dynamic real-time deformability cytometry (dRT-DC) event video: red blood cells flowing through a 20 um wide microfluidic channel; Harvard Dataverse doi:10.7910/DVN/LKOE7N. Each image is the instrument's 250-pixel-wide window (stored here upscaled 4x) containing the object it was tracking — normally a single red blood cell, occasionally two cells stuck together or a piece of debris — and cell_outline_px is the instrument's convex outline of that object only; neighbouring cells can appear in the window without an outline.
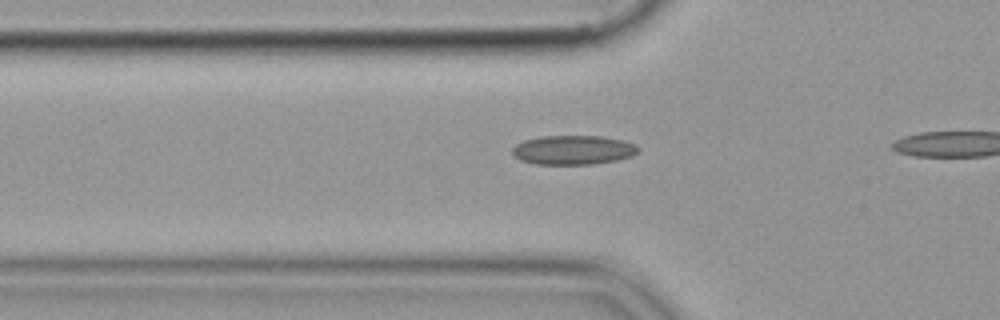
{"species": "common noctule bat (a hibernating species)", "species_latin": "Nyctalus noctula", "temperature_condition": "cold", "stored_images_in_passage": 10, "camera_frame_rate_fps": 3000, "um_per_image_px": 0.085, "animal": {"sex": "female", "body_mass_g": 19.9}, "frame": {"image": 1, "passage_image": 4, "time_ms": 1.0, "image_size_px": [1000, 320], "cell_outline_px": [[640, 148], [632, 156], [616, 160], [592, 164], [536, 164], [520, 160], [512, 156], [512, 148], [516, 144], [524, 140], [540, 136], [600, 136], [624, 140], [636, 144]], "centroid_in_image_um": [48.7, 12.74], "position_along_channel_um": 77.1, "area_um2": 21.56}}
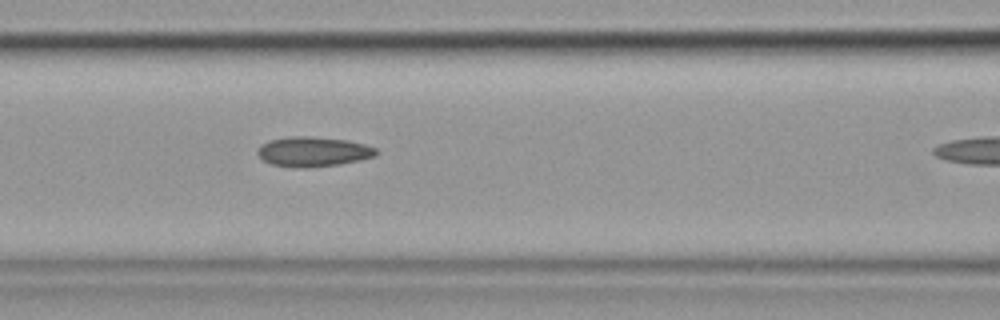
{"frame": {"image": 2, "passage_image": 9, "time_ms": 2.667, "image_size_px": [1000, 320], "cell_outline_px": [[380, 152], [376, 156], [360, 160], [340, 164], [304, 168], [272, 164], [264, 160], [256, 152], [268, 140], [288, 136], [308, 136], [348, 140], [364, 144], [376, 148]], "centroid_in_image_um": [26.67, 12.88], "position_along_channel_um": 139.9, "area_um2": 20.52}}